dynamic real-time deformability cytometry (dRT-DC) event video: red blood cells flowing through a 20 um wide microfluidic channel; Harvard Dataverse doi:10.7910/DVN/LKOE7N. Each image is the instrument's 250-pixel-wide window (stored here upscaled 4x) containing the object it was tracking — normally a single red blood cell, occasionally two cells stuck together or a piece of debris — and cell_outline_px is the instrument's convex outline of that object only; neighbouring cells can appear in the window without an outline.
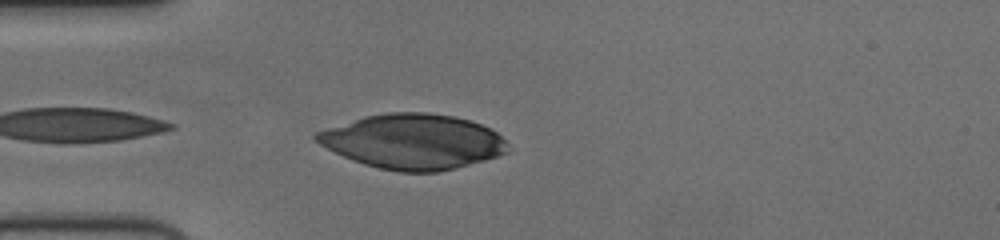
{"species": "human", "species_latin": "Homo sapiens", "temperature_condition": "cold", "stored_images_in_passage": 37, "camera_frame_rate_fps": 3000, "um_per_image_px": 0.085, "donor": {"sex": "female"}, "frame": {"image": 1, "passage_image": 1, "time_ms": 0.0, "image_size_px": [1000, 240], "cell_outline_px": [[508, 152], [484, 160], [456, 168], [440, 172], [396, 172], [364, 164], [352, 160], [320, 144], [312, 136], [316, 132], [368, 116], [388, 112], [428, 112], [452, 116], [468, 120], [480, 124], [496, 132], [504, 140]], "centroid_in_image_um": [35.11, 12.04], "position_along_channel_um": 49.9, "area_um2": 60.52}}
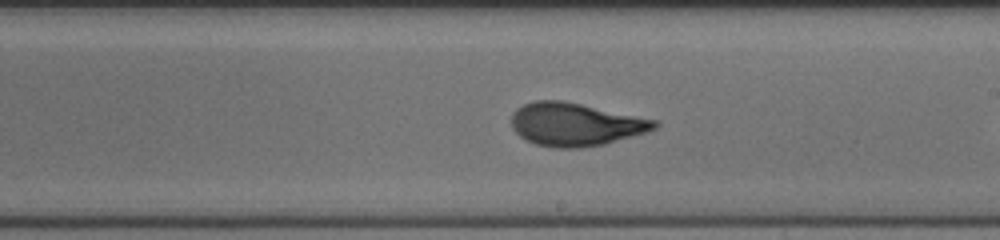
{"frame": {"image": 2, "passage_image": 14, "time_ms": 4.333, "image_size_px": [1000, 240], "cell_outline_px": [[660, 124], [656, 128], [648, 132], [604, 144], [580, 148], [552, 148], [536, 144], [524, 140], [512, 128], [512, 112], [516, 108], [524, 104], [536, 100], [564, 100], [656, 120]], "centroid_in_image_um": [48.89, 10.57], "position_along_channel_um": 240.1, "area_um2": 36.07}}
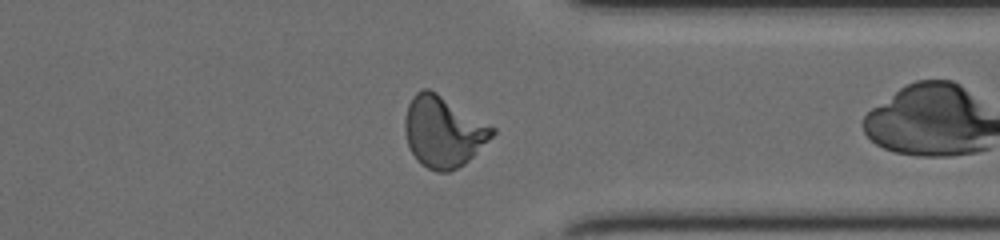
{"frame": {"image": 3, "passage_image": 25, "time_ms": 8.0, "image_size_px": [1000, 240], "cell_outline_px": [[496, 132], [464, 164], [448, 172], [436, 172], [420, 164], [416, 160], [408, 144], [404, 128], [404, 120], [408, 104], [412, 96], [416, 92], [424, 88], [428, 88], [436, 92], [496, 128]], "centroid_in_image_um": [37.65, 11.18], "position_along_channel_um": 373.7, "area_um2": 35.89}, "authors_computed_cell_mechanics": {"area_um2": 34.5066, "velocity_mm_per_s": 3.7205, "shape_relaxation_time_tau1_ms": 5.2147, "shape_relaxation_time_tau2_ms": null, "deformation_change_tau1": 0.1807, "deformation_change_tau2": null}}